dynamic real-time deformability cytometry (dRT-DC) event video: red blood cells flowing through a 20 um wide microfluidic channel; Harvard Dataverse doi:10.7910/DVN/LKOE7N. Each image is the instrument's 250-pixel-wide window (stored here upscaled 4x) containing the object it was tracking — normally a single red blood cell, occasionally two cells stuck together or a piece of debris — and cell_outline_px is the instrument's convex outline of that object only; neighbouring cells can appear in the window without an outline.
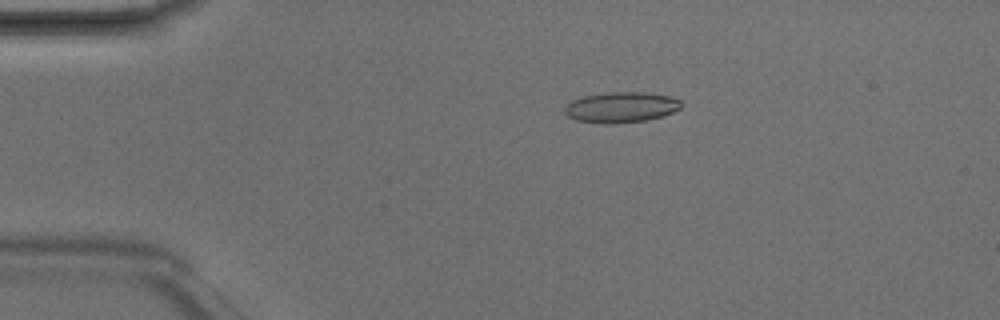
{"species": "Egyptian fruit bat (a non-hibernating species)", "species_latin": "Rousettus aegyptiacus", "temperature_condition": "room temperature", "stored_images_in_passage": 3, "camera_frame_rate_fps": 3000, "um_per_image_px": 0.085, "animal": {"sex": "male"}, "frame": {"image": 1, "passage_image": 1, "time_ms": 0.0, "image_size_px": [1000, 320], "cell_outline_px": [[684, 104], [680, 108], [664, 116], [648, 120], [616, 124], [604, 124], [576, 120], [568, 116], [564, 112], [564, 108], [572, 100], [584, 96], [604, 92], [648, 92], [672, 96], [680, 100]], "centroid_in_image_um": [52.83, 9.12], "position_along_channel_um": 32.2, "area_um2": 21.15}}
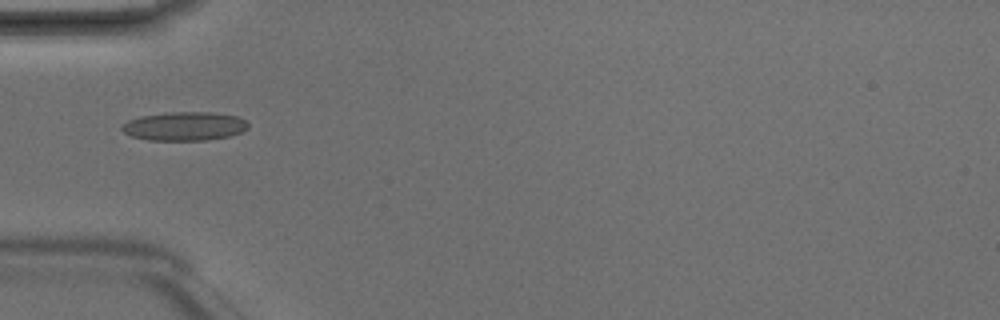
{"frame": {"image": 2, "passage_image": 3, "time_ms": 0.667, "image_size_px": [1000, 320], "cell_outline_px": [[248, 128], [240, 132], [228, 136], [204, 140], [148, 140], [132, 136], [124, 132], [120, 128], [128, 120], [140, 116], [168, 112], [212, 112], [236, 116], [244, 120], [248, 124]], "centroid_in_image_um": [15.66, 10.72], "position_along_channel_um": 69.3, "area_um2": 20.98}}